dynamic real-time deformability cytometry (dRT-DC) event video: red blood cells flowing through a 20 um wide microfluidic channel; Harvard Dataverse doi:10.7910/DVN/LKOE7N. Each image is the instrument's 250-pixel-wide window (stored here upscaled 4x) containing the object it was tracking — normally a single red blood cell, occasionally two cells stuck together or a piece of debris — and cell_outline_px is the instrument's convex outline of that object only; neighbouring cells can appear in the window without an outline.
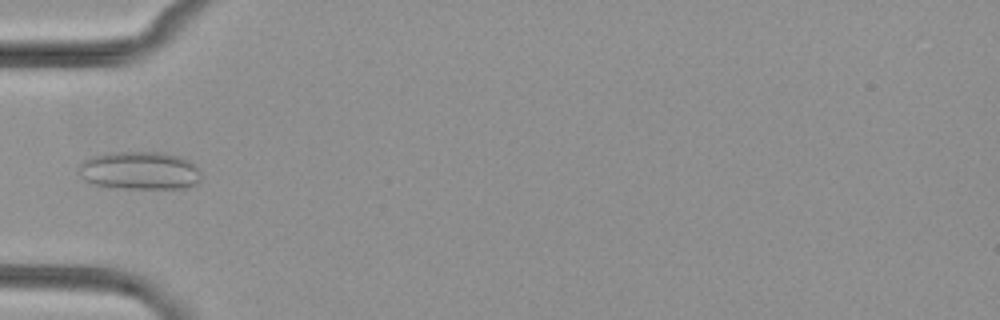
{"species": "common noctule bat (a hibernating species)", "species_latin": "Nyctalus noctula", "temperature_condition": "cold", "stored_images_in_passage": 3, "camera_frame_rate_fps": 3000, "um_per_image_px": 0.085, "animal": {"sex": "female", "body_mass_g": 29.2, "forearm_length_mm": 56.3}, "frame": {"image": 1, "passage_image": 3, "time_ms": 2.333, "image_size_px": [1000, 320], "cell_outline_px": [[200, 180], [196, 184], [184, 188], [124, 188], [92, 184], [84, 180], [80, 168], [80, 164], [84, 160], [92, 156], [104, 152], [160, 152], [176, 156], [188, 160], [200, 172]], "centroid_in_image_um": [11.86, 14.49], "position_along_channel_um": 73.1, "area_um2": 26.88}}